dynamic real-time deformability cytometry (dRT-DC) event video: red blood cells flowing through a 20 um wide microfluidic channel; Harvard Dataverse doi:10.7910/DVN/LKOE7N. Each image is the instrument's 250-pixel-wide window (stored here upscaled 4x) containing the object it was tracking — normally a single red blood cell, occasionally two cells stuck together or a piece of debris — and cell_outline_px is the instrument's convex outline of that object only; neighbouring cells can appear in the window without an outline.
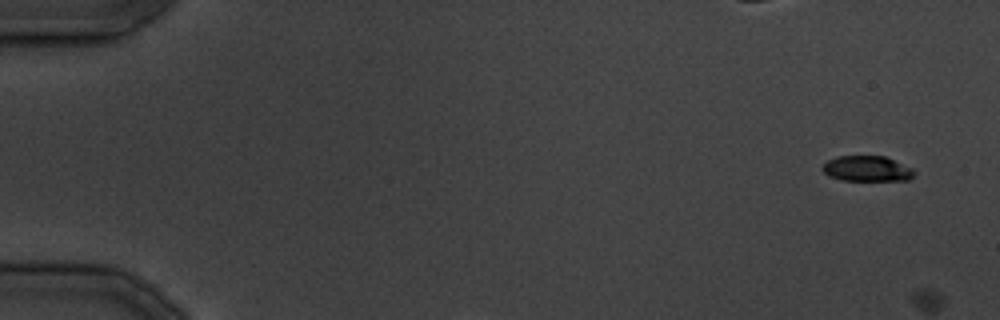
{"species": "common noctule bat (a hibernating species)", "species_latin": "Nyctalus noctula", "temperature_condition": "cold", "stored_images_in_passage": 3, "camera_frame_rate_fps": 3000, "um_per_image_px": 0.085, "animal": {"sex": "male", "body_mass_g": 19.5, "forearm_length_mm": 54.6}, "frame": {"image": 1, "passage_image": 1, "time_ms": 0.0, "image_size_px": [1000, 320], "cell_outline_px": [[916, 172], [908, 180], [840, 180], [828, 176], [820, 168], [828, 160], [836, 156], [884, 156], [912, 168]], "centroid_in_image_um": [73.66, 14.34], "position_along_channel_um": 11.3, "area_um2": 13.58}}